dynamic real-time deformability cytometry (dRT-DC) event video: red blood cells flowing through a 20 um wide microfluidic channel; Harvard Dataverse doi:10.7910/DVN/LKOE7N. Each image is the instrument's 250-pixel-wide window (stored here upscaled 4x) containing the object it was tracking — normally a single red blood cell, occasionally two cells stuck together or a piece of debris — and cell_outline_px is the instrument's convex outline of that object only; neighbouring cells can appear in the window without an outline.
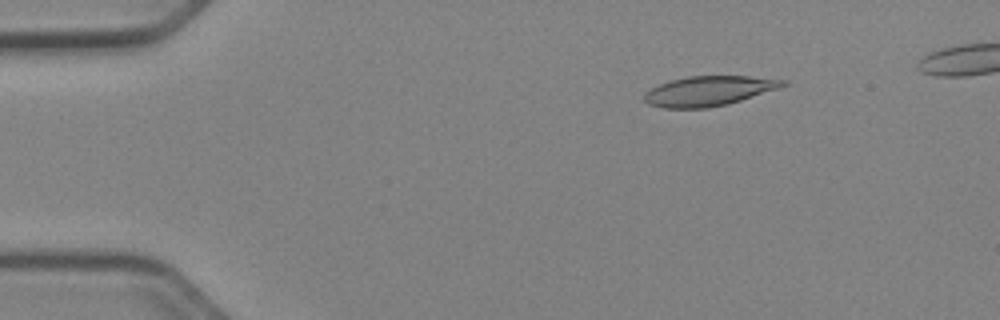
{"species": "Egyptian fruit bat (a non-hibernating species)", "species_latin": "Rousettus aegyptiacus", "temperature_condition": "cold", "stored_images_in_passage": 44, "camera_frame_rate_fps": 3000, "um_per_image_px": 0.085, "animal": {"sex": "female"}, "frame": {"image": 1, "passage_image": 2, "time_ms": 0.333, "image_size_px": [1000, 320], "cell_outline_px": [[788, 84], [780, 88], [728, 104], [708, 108], [664, 108], [648, 104], [644, 100], [644, 92], [660, 84], [672, 80], [688, 76], [748, 76], [788, 80]], "centroid_in_image_um": [60.27, 7.73], "position_along_channel_um": 24.7, "area_um2": 24.1}}
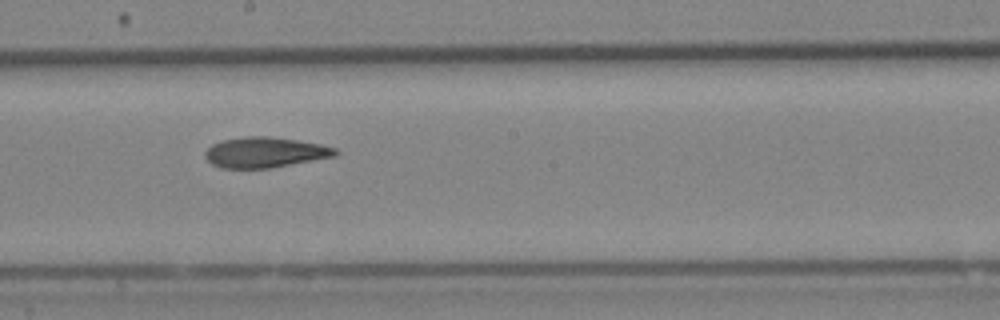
{"frame": {"image": 2, "passage_image": 23, "time_ms": 7.333, "image_size_px": [1000, 320], "cell_outline_px": [[340, 152], [336, 156], [268, 168], [220, 168], [212, 164], [204, 156], [204, 152], [212, 144], [220, 140], [244, 136], [268, 136], [296, 140], [320, 144], [336, 148]], "centroid_in_image_um": [22.5, 12.94], "position_along_channel_um": 225.7, "area_um2": 23.12}}
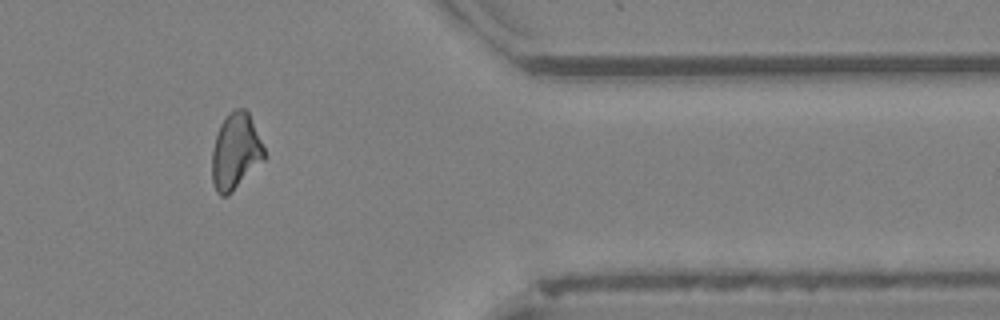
{"frame": {"image": 3, "passage_image": 37, "time_ms": 12.0, "image_size_px": [1000, 320], "cell_outline_px": [[268, 156], [228, 196], [220, 196], [216, 192], [212, 180], [212, 148], [220, 124], [228, 112], [236, 108], [244, 108], [248, 112]], "centroid_in_image_um": [20.02, 12.89], "position_along_channel_um": 391.4, "area_um2": 23.35}, "authors_computed_cell_mechanics": {"area_um2": 23.5246, "velocity_mm_per_s": 3.9605, "shape_relaxation_time_tau1_ms": null, "shape_relaxation_time_tau2_ms": 5.3213, "deformation_change_tau1": null, "deformation_change_tau2": 0.1259}}